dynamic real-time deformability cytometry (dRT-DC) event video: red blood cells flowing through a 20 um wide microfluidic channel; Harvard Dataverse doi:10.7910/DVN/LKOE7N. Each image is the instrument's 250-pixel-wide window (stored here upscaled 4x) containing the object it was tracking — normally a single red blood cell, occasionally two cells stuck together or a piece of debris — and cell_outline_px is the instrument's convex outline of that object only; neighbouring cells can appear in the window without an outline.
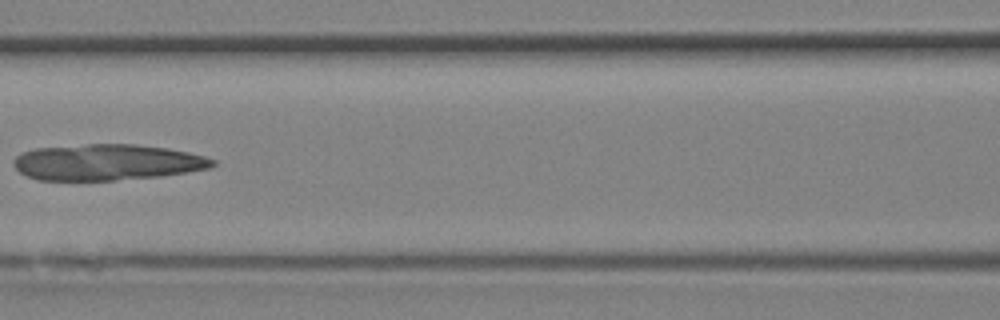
{"species": "Egyptian fruit bat (a non-hibernating species)", "species_latin": "Rousettus aegyptiacus", "temperature_condition": "room temperature", "stored_images_in_passage": 11, "camera_frame_rate_fps": 3000, "um_per_image_px": 0.085, "animal": {"sex": "female"}, "frame": {"image": 1, "passage_image": 10, "time_ms": 3.0, "image_size_px": [1000, 320], "cell_outline_px": [[216, 164], [208, 168], [160, 176], [116, 180], [36, 180], [24, 176], [12, 164], [12, 160], [16, 156], [24, 152], [36, 148], [88, 144], [136, 144], [168, 148], [188, 152], [204, 156], [216, 160]], "centroid_in_image_um": [9.06, 13.79], "position_along_channel_um": 157.5, "area_um2": 41.85}}